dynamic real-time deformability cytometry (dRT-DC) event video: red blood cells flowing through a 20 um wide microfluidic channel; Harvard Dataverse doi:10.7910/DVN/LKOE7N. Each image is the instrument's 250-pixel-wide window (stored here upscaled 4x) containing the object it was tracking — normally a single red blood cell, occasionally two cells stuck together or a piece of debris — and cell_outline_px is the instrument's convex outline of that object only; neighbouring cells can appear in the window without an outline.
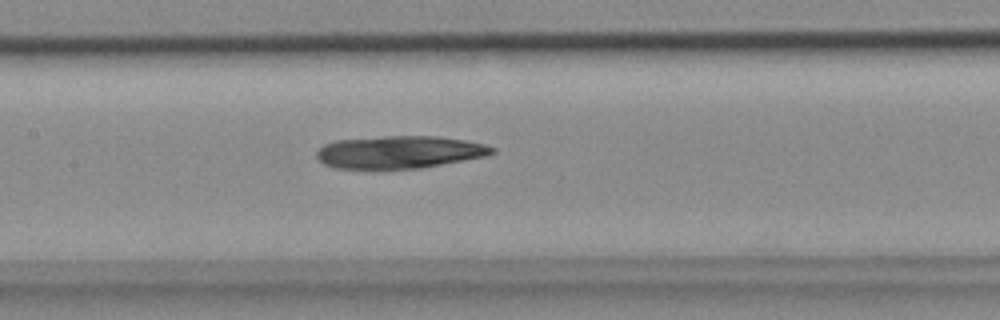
{"species": "common noctule bat (a hibernating species)", "species_latin": "Nyctalus noctula", "temperature_condition": "cold", "stored_images_in_passage": 36, "camera_frame_rate_fps": 3000, "um_per_image_px": 0.085, "animal": {"sex": "female", "body_mass_g": 18.4}, "frame": {"image": 1, "passage_image": 12, "time_ms": 3.667, "image_size_px": [1000, 320], "cell_outline_px": [[496, 152], [484, 156], [420, 168], [336, 168], [324, 164], [316, 156], [316, 152], [324, 144], [336, 140], [384, 136], [436, 136], [464, 140], [484, 144], [496, 148]], "centroid_in_image_um": [33.94, 12.92], "position_along_channel_um": 173.5, "area_um2": 32.95}}
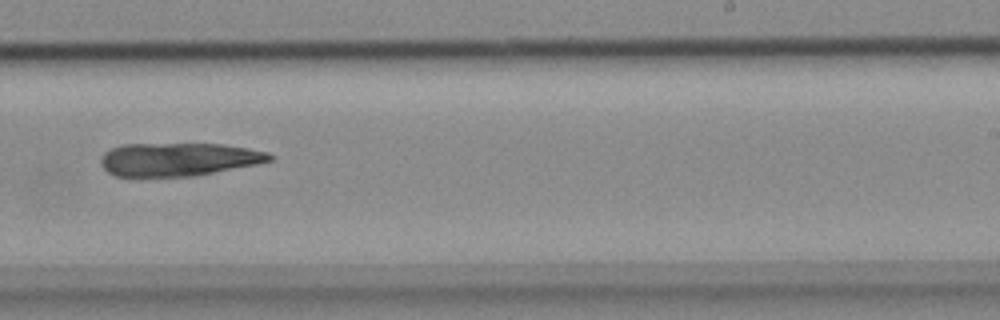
{"frame": {"image": 2, "passage_image": 20, "time_ms": 6.333, "image_size_px": [1000, 320], "cell_outline_px": [[276, 156], [272, 160], [256, 164], [192, 176], [116, 176], [108, 172], [100, 164], [100, 160], [104, 152], [120, 144], [220, 144], [248, 148], [268, 152]], "centroid_in_image_um": [15.16, 13.53], "position_along_channel_um": 273.8, "area_um2": 32.54}}
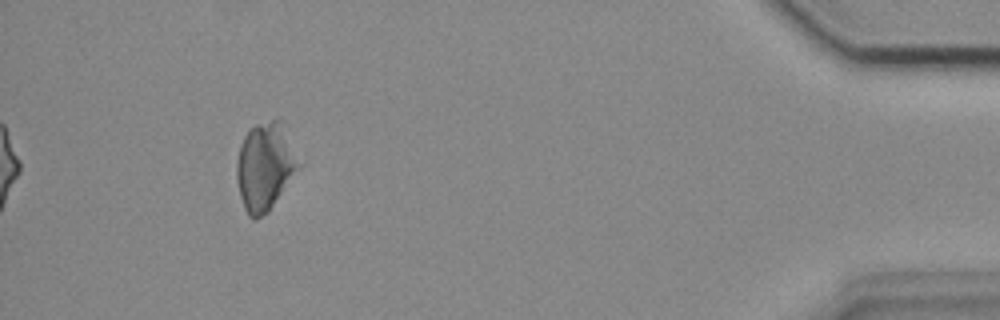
{"frame": {"image": 3, "passage_image": 36, "time_ms": 11.667, "image_size_px": [1000, 320], "cell_outline_px": [[304, 164], [268, 212], [256, 220], [252, 220], [248, 216], [244, 208], [240, 196], [236, 180], [236, 160], [240, 144], [248, 128], [256, 124], [280, 116], [284, 120]], "centroid_in_image_um": [22.59, 14.08], "position_along_channel_um": 412.6, "area_um2": 33.41}}